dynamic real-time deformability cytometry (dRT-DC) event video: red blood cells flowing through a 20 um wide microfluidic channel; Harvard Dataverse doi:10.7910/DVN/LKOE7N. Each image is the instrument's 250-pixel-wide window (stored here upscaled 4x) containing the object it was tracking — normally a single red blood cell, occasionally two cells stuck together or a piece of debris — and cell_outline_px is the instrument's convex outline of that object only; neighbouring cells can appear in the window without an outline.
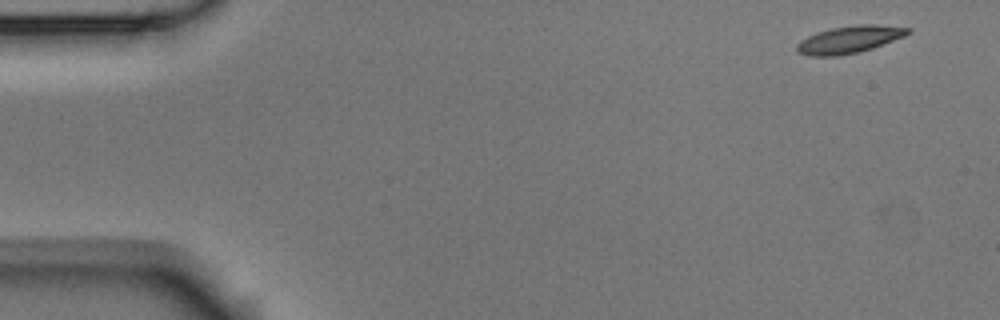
{"species": "Egyptian fruit bat (a non-hibernating species)", "species_latin": "Rousettus aegyptiacus", "temperature_condition": "room temperature", "stored_images_in_passage": 6, "camera_frame_rate_fps": 3000, "um_per_image_px": 0.085, "animal": {"sex": "male"}, "frame": {"image": 1, "passage_image": 1, "time_ms": 0.0, "image_size_px": [1000, 320], "cell_outline_px": [[912, 32], [904, 36], [872, 48], [856, 52], [836, 56], [808, 56], [800, 52], [796, 48], [796, 44], [800, 40], [816, 32], [832, 28], [856, 24], [876, 24], [912, 28]], "centroid_in_image_um": [72.2, 3.34], "position_along_channel_um": 12.8, "area_um2": 17.57}}
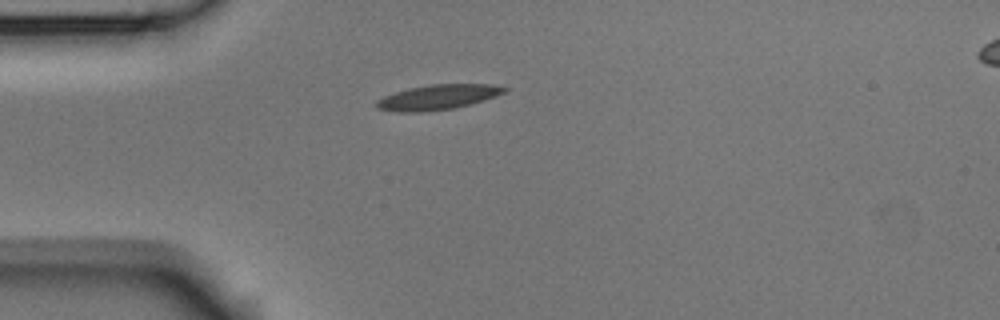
{"frame": {"image": 2, "passage_image": 4, "time_ms": 1.0, "image_size_px": [1000, 320], "cell_outline_px": [[508, 88], [504, 92], [484, 100], [452, 108], [420, 112], [400, 112], [376, 108], [376, 100], [384, 96], [408, 88], [432, 84], [492, 84]], "centroid_in_image_um": [37.18, 8.25], "position_along_channel_um": 47.8, "area_um2": 18.32}}
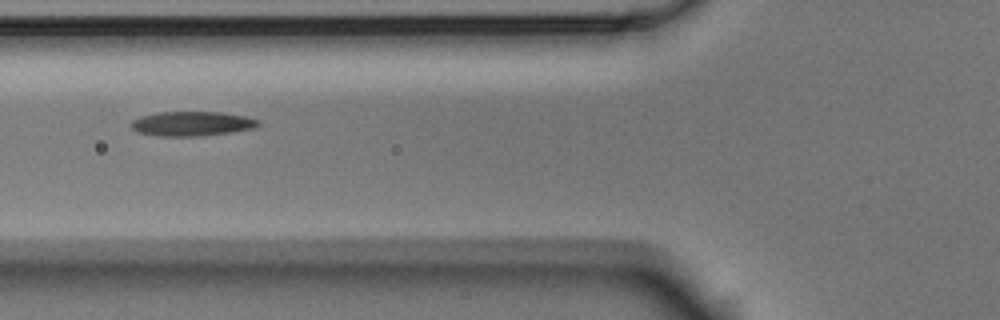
{"frame": {"image": 3, "passage_image": 6, "time_ms": 1.667, "image_size_px": [1000, 320], "cell_outline_px": [[260, 124], [256, 128], [200, 136], [156, 136], [136, 132], [128, 124], [132, 120], [140, 116], [156, 112], [224, 112], [244, 116], [260, 120]], "centroid_in_image_um": [16.27, 10.51], "position_along_channel_um": 109.5, "area_um2": 18.38}}